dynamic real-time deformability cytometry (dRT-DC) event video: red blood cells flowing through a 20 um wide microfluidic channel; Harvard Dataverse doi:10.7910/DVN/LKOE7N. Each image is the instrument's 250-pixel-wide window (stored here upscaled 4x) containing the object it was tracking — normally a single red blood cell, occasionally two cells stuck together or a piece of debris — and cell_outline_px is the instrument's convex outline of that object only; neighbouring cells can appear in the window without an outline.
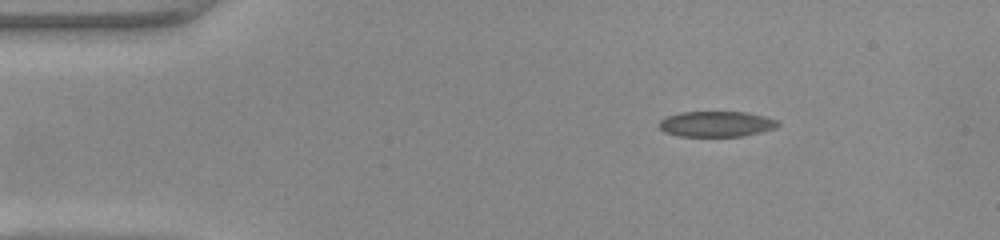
{"species": "common noctule bat (a hibernating species)", "species_latin": "Nyctalus noctula", "temperature_condition": "warm", "stored_images_in_passage": 43, "camera_frame_rate_fps": 3000, "um_per_image_px": 0.085, "animal": {"sex": "female", "body_mass_g": 22.0, "forearm_length_mm": 56.7}, "frame": {"image": 1, "passage_image": 1, "time_ms": 0.0, "image_size_px": [1000, 240], "cell_outline_px": [[780, 124], [776, 128], [744, 136], [680, 136], [664, 132], [660, 128], [660, 120], [664, 116], [680, 112], [748, 112], [764, 116], [776, 120]], "centroid_in_image_um": [60.88, 10.53], "position_along_channel_um": 24.1, "area_um2": 17.74}}
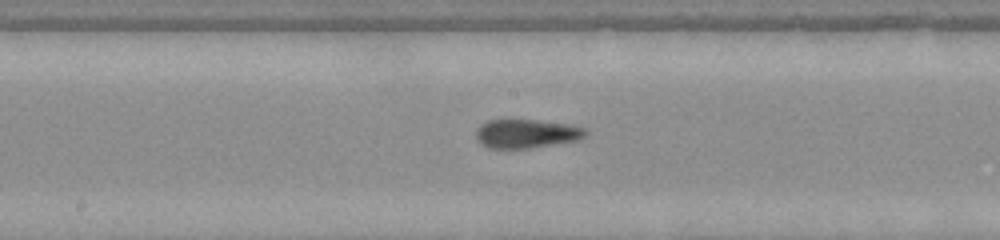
{"frame": {"image": 2, "passage_image": 19, "time_ms": 6.0, "image_size_px": [1000, 240], "cell_outline_px": [[588, 132], [580, 140], [532, 148], [488, 148], [476, 136], [476, 128], [480, 124], [488, 120], [536, 120], [568, 124], [588, 128]], "centroid_in_image_um": [44.8, 11.35], "position_along_channel_um": 203.4, "area_um2": 18.44}}
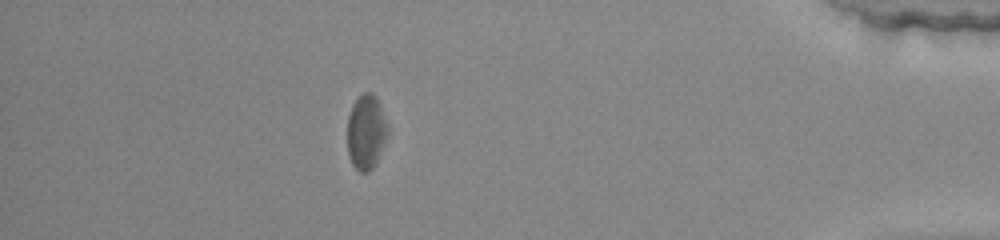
{"frame": {"image": 3, "passage_image": 37, "time_ms": 12.0, "image_size_px": [1000, 240], "cell_outline_px": [[388, 136], [376, 164], [368, 172], [360, 172], [352, 164], [348, 152], [348, 116], [352, 104], [364, 92], [372, 92], [376, 96], [380, 104], [388, 124]], "centroid_in_image_um": [31.15, 11.21], "position_along_channel_um": 404.1, "area_um2": 17.74}, "authors_computed_cell_mechanics": {"area_um2": 18.5538, "velocity_mm_per_s": 4.1457, "shape_relaxation_time_tau1_ms": null, "shape_relaxation_time_tau2_ms": 1.764, "deformation_change_tau1": null, "deformation_change_tau2": 0.0773}}